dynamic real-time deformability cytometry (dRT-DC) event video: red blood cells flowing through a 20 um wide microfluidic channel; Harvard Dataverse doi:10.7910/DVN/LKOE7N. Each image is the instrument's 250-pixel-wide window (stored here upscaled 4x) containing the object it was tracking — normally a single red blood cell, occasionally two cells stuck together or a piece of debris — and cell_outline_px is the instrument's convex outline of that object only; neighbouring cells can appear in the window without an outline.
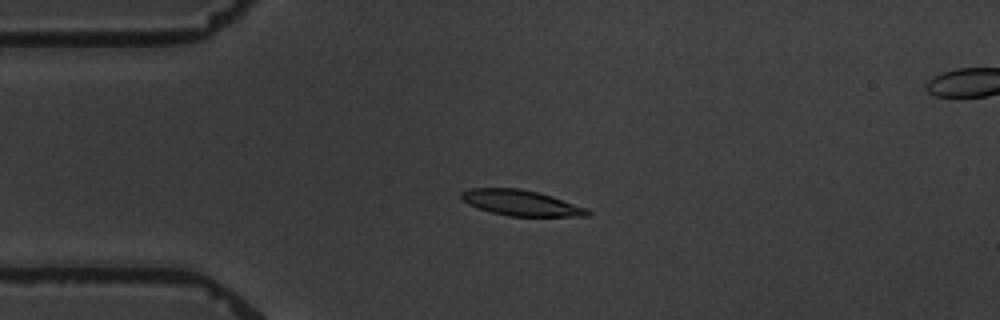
{"species": "common noctule bat (a hibernating species)", "species_latin": "Nyctalus noctula", "temperature_condition": "warm", "stored_images_in_passage": 7, "camera_frame_rate_fps": 3000, "um_per_image_px": 0.085, "animal": {"sex": "male", "body_mass_g": 19.5, "forearm_length_mm": 54.6}, "frame": {"image": 1, "passage_image": 3, "time_ms": 2.333, "image_size_px": [1000, 320], "cell_outline_px": [[592, 212], [588, 216], [508, 216], [492, 212], [468, 204], [460, 196], [460, 192], [468, 188], [520, 188], [552, 196], [588, 208]], "centroid_in_image_um": [44.3, 17.24], "position_along_channel_um": 40.7, "area_um2": 18.79}}
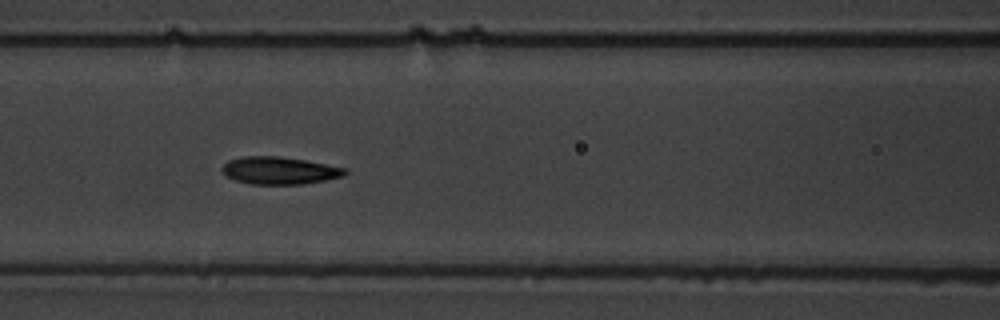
{"frame": {"image": 2, "passage_image": 6, "time_ms": 6.0, "image_size_px": [1000, 320], "cell_outline_px": [[348, 172], [344, 176], [324, 180], [300, 184], [248, 184], [236, 180], [220, 172], [220, 168], [228, 160], [244, 156], [276, 156], [304, 160], [348, 168]], "centroid_in_image_um": [23.74, 14.49], "position_along_channel_um": 142.9, "area_um2": 19.65}}
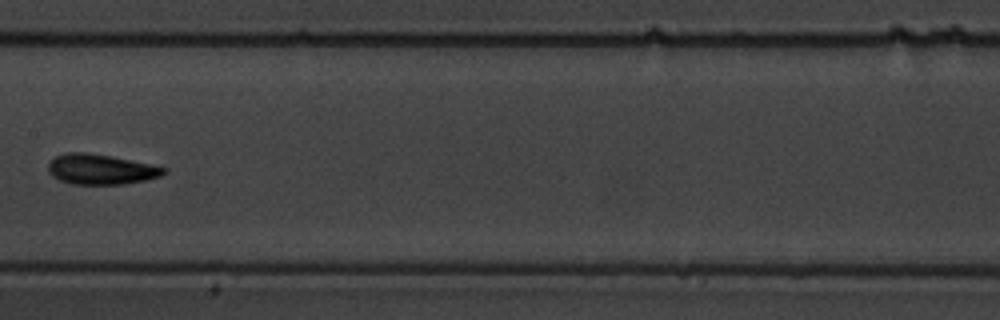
{"frame": {"image": 3, "passage_image": 7, "time_ms": 7.667, "image_size_px": [1000, 320], "cell_outline_px": [[168, 168], [160, 176], [144, 180], [124, 184], [72, 184], [60, 180], [52, 176], [48, 172], [48, 164], [56, 156], [64, 152], [88, 152], [112, 156]], "centroid_in_image_um": [8.53, 14.38], "position_along_channel_um": 198.9, "area_um2": 20.29}}